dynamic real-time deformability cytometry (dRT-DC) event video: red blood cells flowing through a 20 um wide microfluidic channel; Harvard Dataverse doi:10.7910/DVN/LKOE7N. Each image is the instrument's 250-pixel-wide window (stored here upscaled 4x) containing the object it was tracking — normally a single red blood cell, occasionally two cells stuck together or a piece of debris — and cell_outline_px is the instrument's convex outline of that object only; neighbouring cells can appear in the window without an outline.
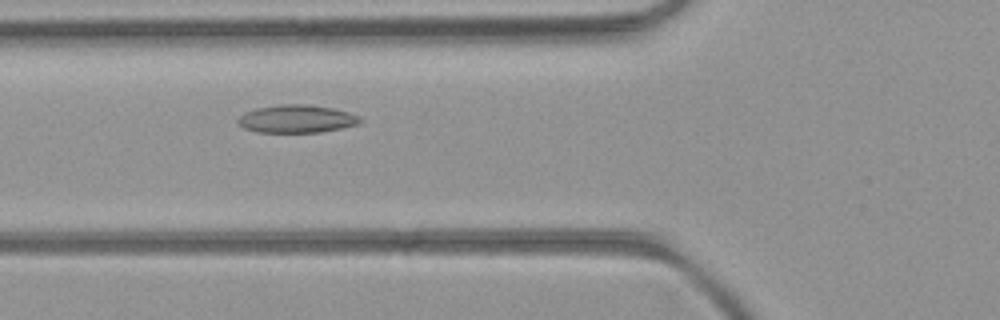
{"species": "common noctule bat (a hibernating species)", "species_latin": "Nyctalus noctula", "temperature_condition": "room temperature", "stored_images_in_passage": 38, "camera_frame_rate_fps": 3000, "um_per_image_px": 0.085, "animal": {"sex": "female", "body_mass_g": 21.9}, "frame": {"image": 1, "passage_image": 6, "time_ms": 1.667, "image_size_px": [1000, 320], "cell_outline_px": [[364, 120], [360, 124], [320, 132], [256, 132], [244, 128], [236, 120], [244, 112], [256, 108], [280, 104], [308, 104], [332, 108], [348, 112], [360, 116]], "centroid_in_image_um": [25.23, 10.1], "position_along_channel_um": 100.6, "area_um2": 19.94}}
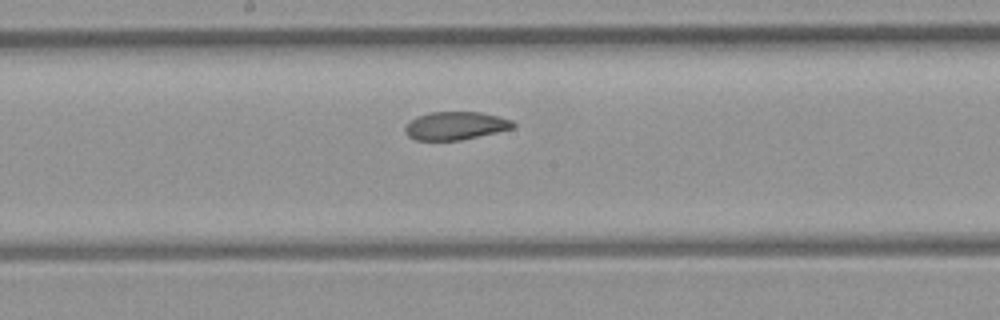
{"frame": {"image": 2, "passage_image": 14, "time_ms": 4.333, "image_size_px": [1000, 320], "cell_outline_px": [[516, 128], [460, 140], [416, 140], [408, 136], [404, 132], [404, 128], [416, 116], [428, 112], [480, 112], [512, 120], [516, 124]], "centroid_in_image_um": [38.72, 10.69], "position_along_channel_um": 209.5, "area_um2": 17.69}}
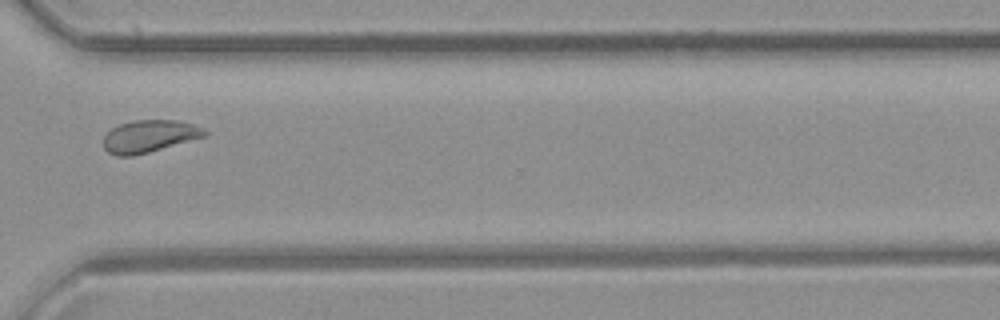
{"frame": {"image": 3, "passage_image": 25, "time_ms": 8.0, "image_size_px": [1000, 320], "cell_outline_px": [[208, 136], [148, 152], [132, 156], [116, 156], [108, 152], [104, 148], [104, 136], [112, 128], [120, 124], [132, 120], [180, 120], [204, 128], [208, 132]], "centroid_in_image_um": [12.72, 11.57], "position_along_channel_um": 357.9, "area_um2": 19.13}, "authors_computed_cell_mechanics": {"area_um2": 19.1607, "velocity_mm_per_s": 4.0592, "shape_relaxation_time_tau1_ms": null, "shape_relaxation_time_tau2_ms": 2.1553, "deformation_change_tau1": null, "deformation_change_tau2": 0.0692}}